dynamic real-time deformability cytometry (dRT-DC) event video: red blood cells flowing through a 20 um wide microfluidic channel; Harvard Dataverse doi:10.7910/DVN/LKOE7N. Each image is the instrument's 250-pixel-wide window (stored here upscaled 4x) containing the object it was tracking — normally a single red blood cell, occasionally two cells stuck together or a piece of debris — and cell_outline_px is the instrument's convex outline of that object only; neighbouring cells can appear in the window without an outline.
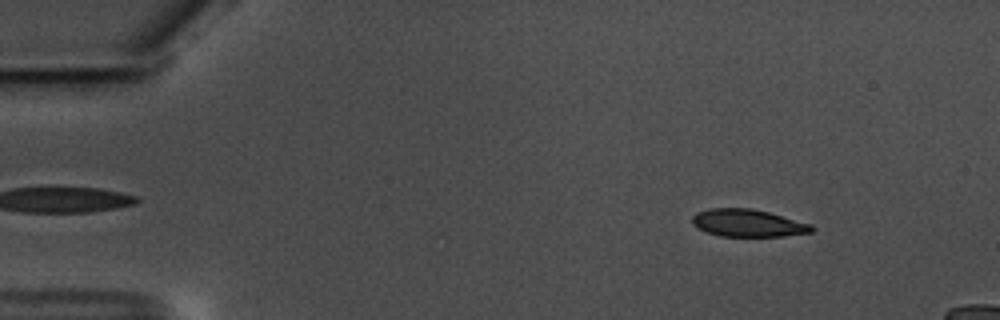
{"species": "common noctule bat (a hibernating species)", "species_latin": "Nyctalus noctula", "temperature_condition": "warm", "stored_images_in_passage": 17, "camera_frame_rate_fps": 3000, "um_per_image_px": 0.085, "animal": {"sex": "male", "body_mass_g": 17.5, "forearm_length_mm": 52.3}, "frame": {"image": 1, "passage_image": 7, "time_ms": 2.0, "image_size_px": [1000, 320], "cell_outline_px": [[816, 228], [812, 232], [784, 236], [720, 236], [696, 228], [692, 224], [692, 216], [696, 212], [708, 208], [752, 208], [768, 212], [812, 224]], "centroid_in_image_um": [63.56, 18.95], "position_along_channel_um": 21.4, "area_um2": 19.25}}